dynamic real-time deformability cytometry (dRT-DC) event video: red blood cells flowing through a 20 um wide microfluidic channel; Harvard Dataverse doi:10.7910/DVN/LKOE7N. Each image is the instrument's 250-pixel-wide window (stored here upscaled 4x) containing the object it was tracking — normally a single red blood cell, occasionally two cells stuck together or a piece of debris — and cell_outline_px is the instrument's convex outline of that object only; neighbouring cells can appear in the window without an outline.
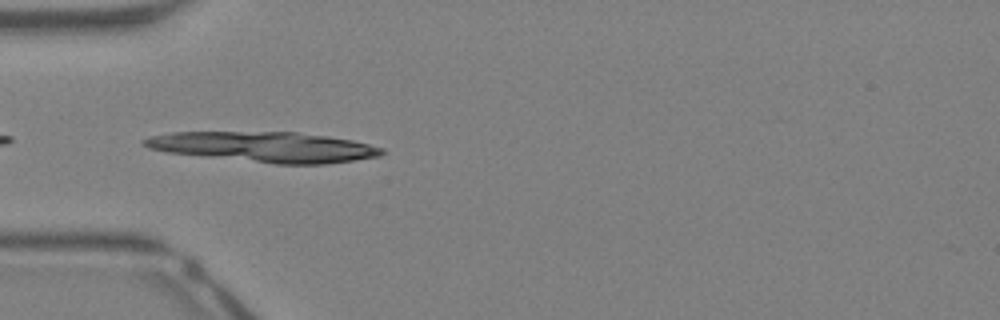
{"species": "Egyptian fruit bat (a non-hibernating species)", "species_latin": "Rousettus aegyptiacus", "temperature_condition": "warm", "stored_images_in_passage": 21, "camera_frame_rate_fps": 3000, "um_per_image_px": 0.085, "animal": {"sex": "female"}, "frame": {"image": 1, "passage_image": 1, "time_ms": 0.0, "image_size_px": [1000, 320], "cell_outline_px": [[376, 152], [364, 156], [340, 160], [272, 160], [312, 140], [340, 140], [360, 144]], "centroid_in_image_um": [27.76, 12.84], "position_along_channel_um": 57.2, "area_um2": 10.06}}
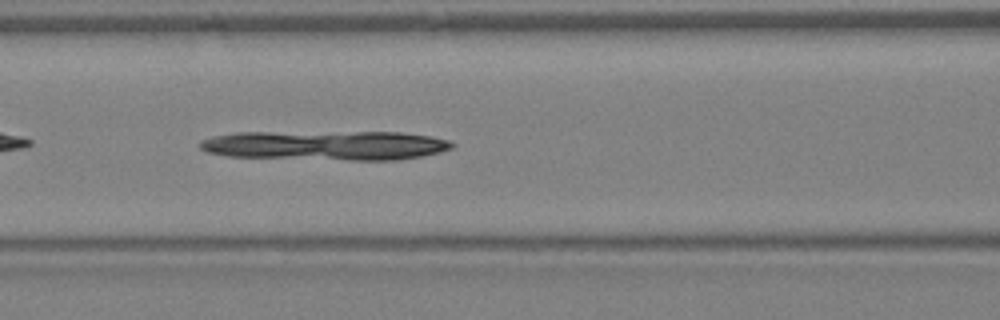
{"frame": {"image": 2, "passage_image": 6, "time_ms": 1.667, "image_size_px": [1000, 320], "cell_outline_px": [[448, 144], [440, 148], [428, 152], [404, 156], [348, 156], [356, 136], [416, 136]], "centroid_in_image_um": [33.37, 12.4], "position_along_channel_um": 133.2, "area_um2": 11.5}}
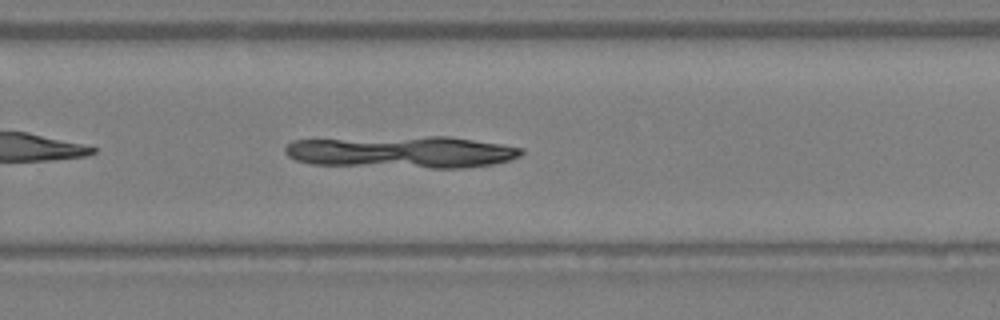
{"frame": {"image": 3, "passage_image": 16, "time_ms": 5.0, "image_size_px": [1000, 320], "cell_outline_px": [[516, 152], [512, 156], [500, 160], [472, 164], [432, 164], [432, 140], [460, 140], [484, 144], [504, 148]], "centroid_in_image_um": [39.64, 12.97], "position_along_channel_um": 290.2, "area_um2": 11.27}}